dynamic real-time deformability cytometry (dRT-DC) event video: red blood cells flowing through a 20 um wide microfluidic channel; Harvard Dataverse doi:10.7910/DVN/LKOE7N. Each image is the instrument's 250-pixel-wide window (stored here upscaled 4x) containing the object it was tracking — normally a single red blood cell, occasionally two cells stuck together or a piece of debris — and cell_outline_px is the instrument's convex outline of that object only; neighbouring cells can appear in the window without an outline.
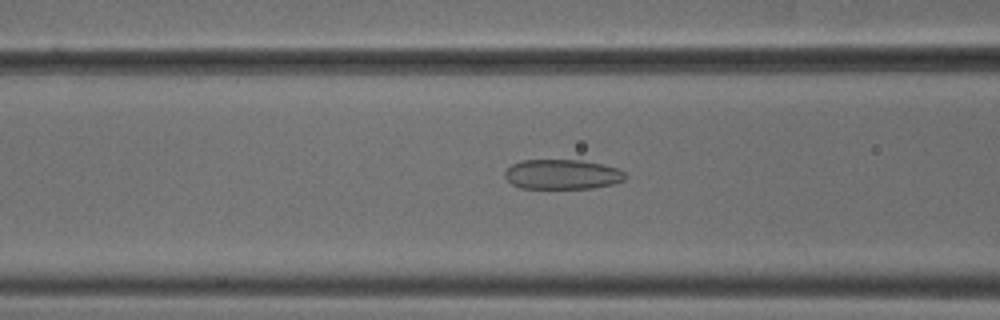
{"species": "common noctule bat (a hibernating species)", "species_latin": "Nyctalus noctula", "temperature_condition": "cold", "stored_images_in_passage": 53, "camera_frame_rate_fps": 3000, "um_per_image_px": 0.085, "animal": {"sex": "male", "body_mass_g": 18.8}, "frame": {"image": 1, "passage_image": 21, "time_ms": 6.667, "image_size_px": [1000, 320], "cell_outline_px": [[628, 176], [624, 180], [612, 184], [592, 188], [520, 188], [512, 184], [504, 176], [504, 172], [512, 164], [520, 160], [580, 160], [604, 164], [616, 168], [624, 172]], "centroid_in_image_um": [47.79, 14.81], "position_along_channel_um": 118.8, "area_um2": 20.98}}
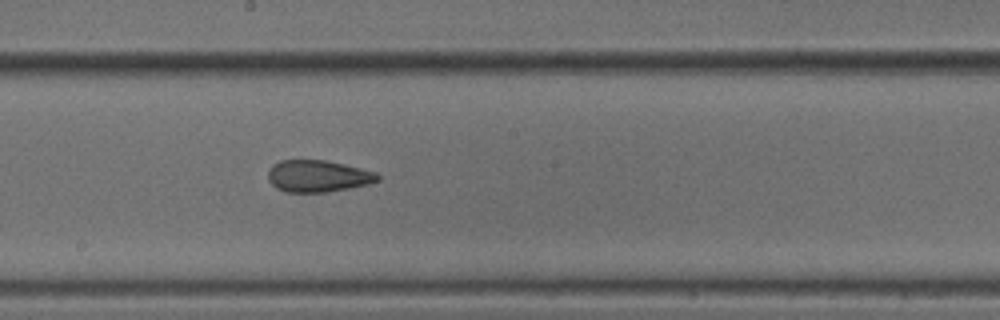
{"frame": {"image": 2, "passage_image": 29, "time_ms": 9.333, "image_size_px": [1000, 320], "cell_outline_px": [[380, 180], [368, 184], [348, 188], [324, 192], [288, 192], [276, 188], [268, 180], [268, 168], [272, 164], [280, 160], [324, 160], [344, 164], [376, 172], [380, 176]], "centroid_in_image_um": [27.0, 14.96], "position_along_channel_um": 221.2, "area_um2": 20.35}}
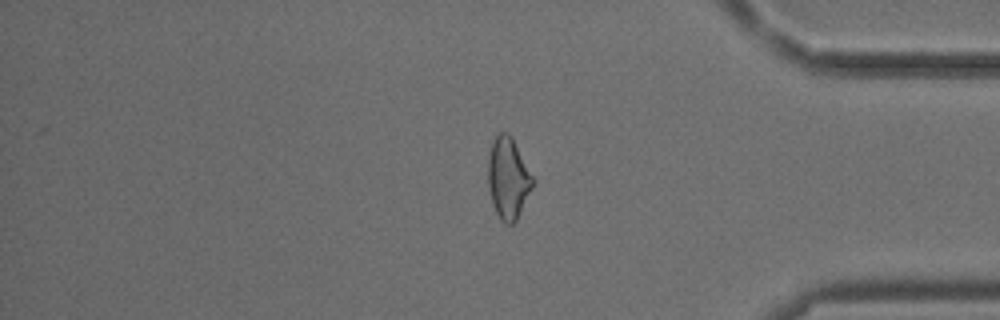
{"frame": {"image": 3, "passage_image": 44, "time_ms": 14.333, "image_size_px": [1000, 320], "cell_outline_px": [[536, 184], [516, 220], [512, 224], [504, 224], [500, 220], [496, 212], [492, 200], [488, 184], [488, 156], [492, 140], [500, 132], [508, 132], [512, 136], [536, 180]], "centroid_in_image_um": [43.23, 15.13], "position_along_channel_um": 392.0, "area_um2": 21.68}, "authors_computed_cell_mechanics": {"area_um2": 21.964, "velocity_mm_per_s": 3.8317, "shape_relaxation_time_tau1_ms": null, "shape_relaxation_time_tau2_ms": 2.0511, "deformation_change_tau1": null, "deformation_change_tau2": 0.1004}}